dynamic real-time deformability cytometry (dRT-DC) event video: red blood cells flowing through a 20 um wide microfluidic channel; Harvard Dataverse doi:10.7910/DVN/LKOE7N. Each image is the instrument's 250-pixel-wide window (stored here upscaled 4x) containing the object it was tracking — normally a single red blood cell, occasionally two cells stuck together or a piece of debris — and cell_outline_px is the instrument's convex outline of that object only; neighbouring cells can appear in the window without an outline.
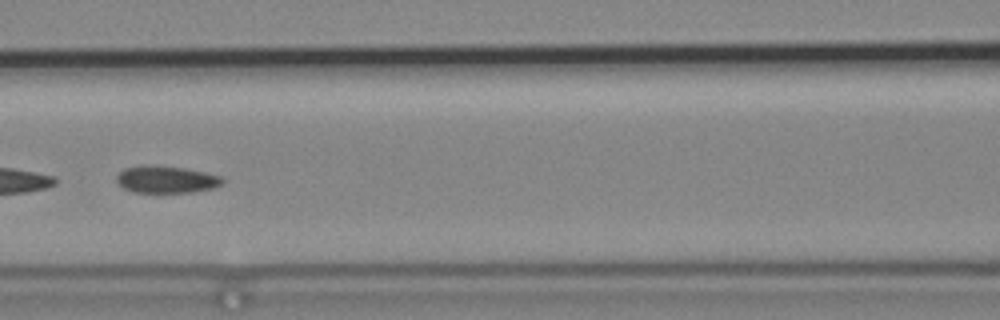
{"species": "common noctule bat (a hibernating species)", "species_latin": "Nyctalus noctula", "temperature_condition": "cold", "stored_images_in_passage": 8, "camera_frame_rate_fps": 3000, "um_per_image_px": 0.085, "animal": {"sex": "male", "body_mass_g": 19.2, "forearm_length_mm": 51.8}, "frame": {"image": 1, "passage_image": 5, "time_ms": 1.333, "image_size_px": [1000, 320], "cell_outline_px": [[224, 180], [220, 184], [212, 188], [192, 192], [132, 192], [124, 188], [116, 180], [116, 176], [124, 168], [140, 164], [152, 164], [184, 168], [204, 172], [220, 176]], "centroid_in_image_um": [14.08, 15.23], "position_along_channel_um": 152.5, "area_um2": 16.76}}
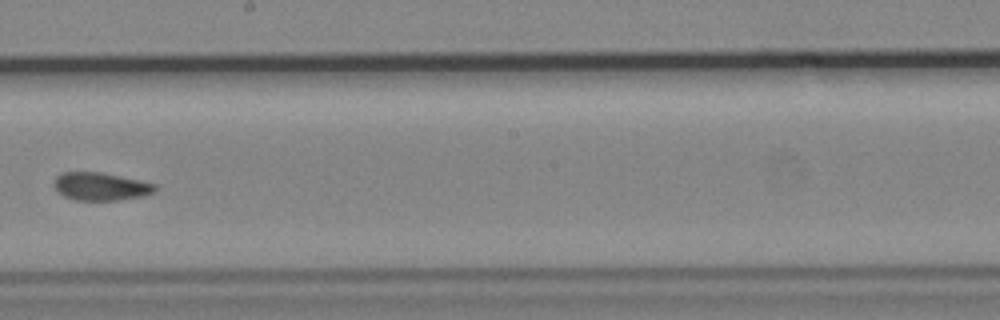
{"frame": {"image": 2, "passage_image": 7, "time_ms": 2.0, "image_size_px": [1000, 320], "cell_outline_px": [[156, 188], [152, 192], [140, 196], [120, 200], [76, 200], [64, 196], [52, 184], [56, 176], [60, 172], [100, 172], [140, 180], [156, 184]], "centroid_in_image_um": [8.52, 15.84], "position_along_channel_um": 239.7, "area_um2": 16.3}}
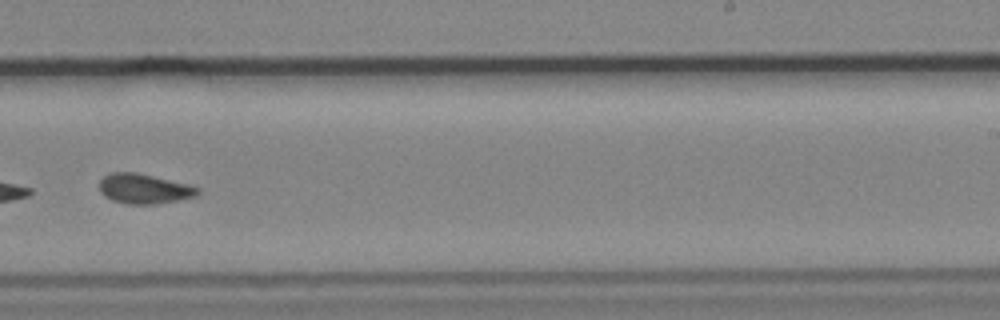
{"frame": {"image": 3, "passage_image": 8, "time_ms": 2.333, "image_size_px": [1000, 320], "cell_outline_px": [[200, 192], [196, 196], [156, 204], [124, 204], [112, 200], [104, 196], [100, 192], [100, 180], [104, 176], [112, 172], [136, 172], [192, 184], [200, 188]], "centroid_in_image_um": [12.27, 16.04], "position_along_channel_um": 276.7, "area_um2": 17.34}}